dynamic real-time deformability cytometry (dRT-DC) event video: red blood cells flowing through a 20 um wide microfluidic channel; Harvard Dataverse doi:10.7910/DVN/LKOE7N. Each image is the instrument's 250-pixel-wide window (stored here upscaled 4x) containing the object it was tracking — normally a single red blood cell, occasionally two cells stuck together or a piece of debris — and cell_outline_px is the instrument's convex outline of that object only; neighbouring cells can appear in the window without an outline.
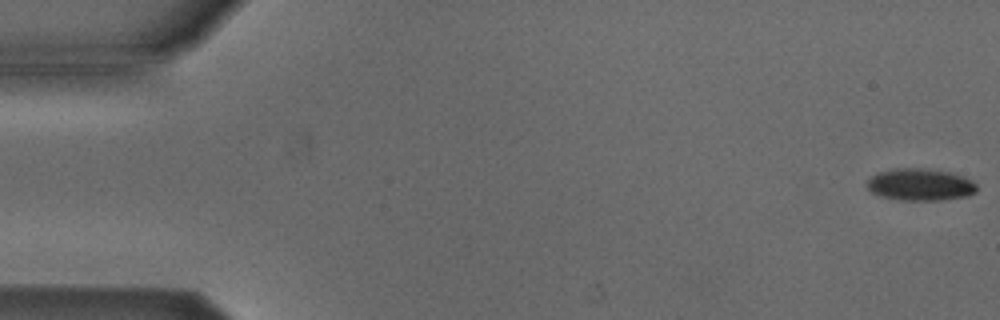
{"species": "Egyptian fruit bat (a non-hibernating species)", "species_latin": "Rousettus aegyptiacus", "temperature_condition": "cold", "stored_images_in_passage": 53, "camera_frame_rate_fps": 3000, "um_per_image_px": 0.085, "animal": {"sex": "male"}, "frame": {"image": 1, "passage_image": 1, "time_ms": 0.0, "image_size_px": [1000, 320], "cell_outline_px": [[976, 192], [968, 196], [940, 200], [900, 200], [880, 196], [872, 192], [868, 188], [868, 180], [876, 172], [896, 168], [928, 168], [948, 172], [972, 180], [976, 184]], "centroid_in_image_um": [78.21, 15.69], "position_along_channel_um": 6.8, "area_um2": 20.46}}
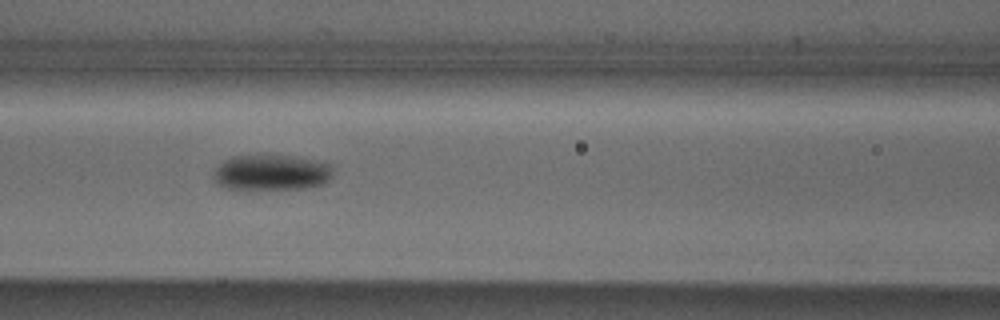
{"frame": {"image": 2, "passage_image": 23, "time_ms": 7.333, "image_size_px": [1000, 320], "cell_outline_px": [[332, 176], [328, 180], [320, 184], [304, 188], [228, 188], [220, 184], [216, 180], [216, 168], [224, 160], [232, 156], [288, 156], [316, 160], [328, 164], [332, 168]], "centroid_in_image_um": [23.11, 14.65], "position_along_channel_um": 143.5, "area_um2": 23.87}}
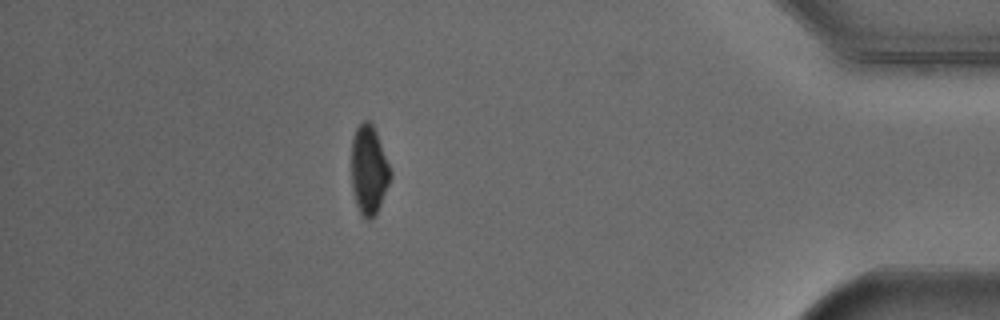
{"frame": {"image": 3, "passage_image": 47, "time_ms": 15.333, "image_size_px": [1000, 320], "cell_outline_px": [[392, 176], [380, 204], [372, 220], [364, 220], [356, 204], [352, 188], [352, 136], [356, 128], [364, 120], [368, 120], [372, 124], [376, 132], [392, 172]], "centroid_in_image_um": [31.35, 14.46], "position_along_channel_um": 403.9, "area_um2": 20.11}, "authors_computed_cell_mechanics": {"area_um2": 22.0218, "velocity_mm_per_s": 3.8677, "shape_relaxation_time_tau1_ms": 4.4737, "shape_relaxation_time_tau2_ms": null, "deformation_change_tau1": 0.1015, "deformation_change_tau2": null}}